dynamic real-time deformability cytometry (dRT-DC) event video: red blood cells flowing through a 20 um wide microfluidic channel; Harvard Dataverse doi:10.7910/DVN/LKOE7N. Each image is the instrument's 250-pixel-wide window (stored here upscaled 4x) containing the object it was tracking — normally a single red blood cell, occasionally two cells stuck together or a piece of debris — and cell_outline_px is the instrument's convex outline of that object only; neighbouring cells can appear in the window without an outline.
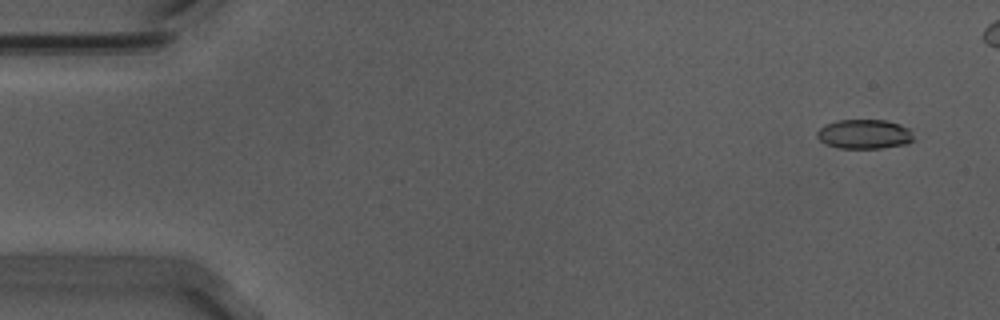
{"species": "Egyptian fruit bat (a non-hibernating species)", "species_latin": "Rousettus aegyptiacus", "temperature_condition": "warm", "stored_images_in_passage": 46, "camera_frame_rate_fps": 3000, "um_per_image_px": 0.085, "animal": {"sex": "male"}, "frame": {"image": 1, "passage_image": 3, "time_ms": 0.667, "image_size_px": [1000, 320], "cell_outline_px": [[916, 140], [904, 144], [880, 148], [840, 148], [824, 144], [816, 136], [816, 132], [824, 124], [836, 120], [884, 120], [900, 124], [912, 128]], "centroid_in_image_um": [73.5, 11.39], "position_along_channel_um": 11.5, "area_um2": 16.88}}
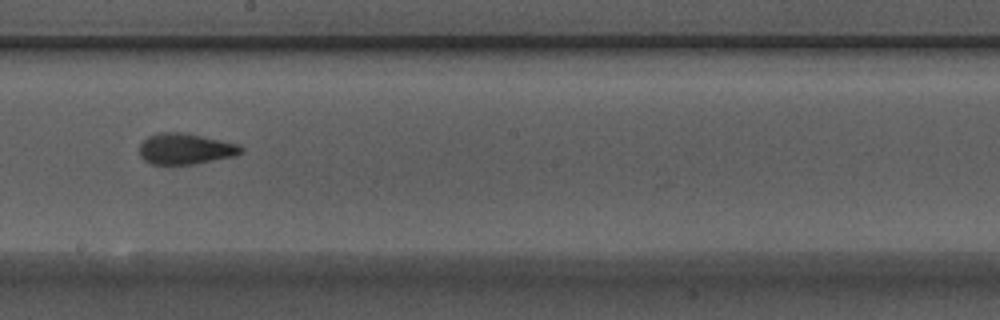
{"frame": {"image": 2, "passage_image": 31, "time_ms": 10.0, "image_size_px": [1000, 320], "cell_outline_px": [[244, 152], [236, 156], [196, 164], [152, 164], [144, 160], [140, 156], [140, 144], [148, 136], [156, 132], [184, 132], [240, 144], [244, 148]], "centroid_in_image_um": [15.8, 12.64], "position_along_channel_um": 232.4, "area_um2": 18.61}}
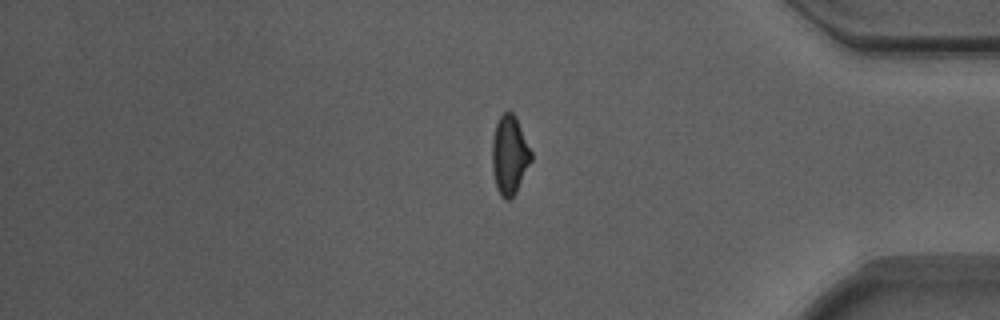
{"frame": {"image": 3, "passage_image": 46, "time_ms": 15.0, "image_size_px": [1000, 320], "cell_outline_px": [[532, 160], [516, 192], [508, 200], [504, 200], [500, 196], [496, 188], [492, 168], [492, 140], [496, 124], [500, 116], [504, 112], [512, 112], [516, 116], [532, 152]], "centroid_in_image_um": [43.31, 13.19], "position_along_channel_um": 391.9, "area_um2": 18.03}, "authors_computed_cell_mechanics": {"area_um2": 17.8602, "velocity_mm_per_s": 3.7202, "shape_relaxation_time_tau1_ms": 5.5335, "shape_relaxation_time_tau2_ms": 1.532, "deformation_change_tau1": 0.1466, "deformation_change_tau2": 0.0873}}